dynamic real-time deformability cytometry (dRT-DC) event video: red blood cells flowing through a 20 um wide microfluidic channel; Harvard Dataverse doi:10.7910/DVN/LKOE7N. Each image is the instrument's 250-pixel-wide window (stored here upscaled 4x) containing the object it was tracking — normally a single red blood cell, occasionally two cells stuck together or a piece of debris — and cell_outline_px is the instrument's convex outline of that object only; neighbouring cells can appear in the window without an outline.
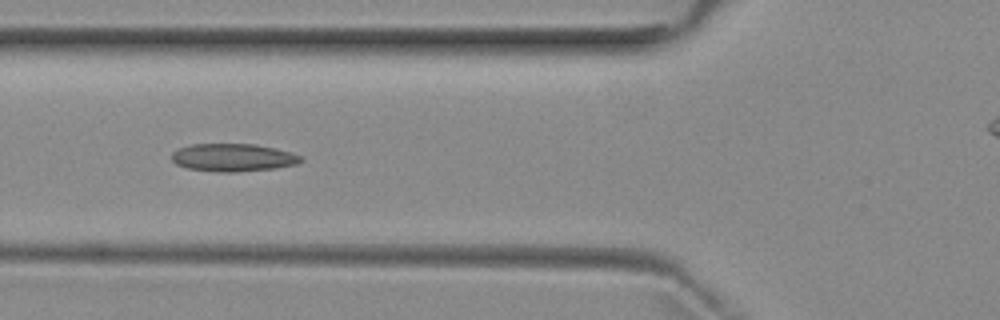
{"species": "common noctule bat (a hibernating species)", "species_latin": "Nyctalus noctula", "temperature_condition": "room temperature", "stored_images_in_passage": 7, "camera_frame_rate_fps": 3000, "um_per_image_px": 0.085, "animal": {"sex": "female", "body_mass_g": 29.2, "forearm_length_mm": 56.3}, "frame": {"image": 1, "passage_image": 5, "time_ms": 5.667, "image_size_px": [1000, 320], "cell_outline_px": [[304, 160], [296, 164], [276, 168], [236, 172], [216, 172], [188, 168], [176, 164], [172, 160], [172, 152], [180, 148], [192, 144], [256, 144], [276, 148], [292, 152], [304, 156]], "centroid_in_image_um": [19.86, 13.39], "position_along_channel_um": 105.9, "area_um2": 21.1}}
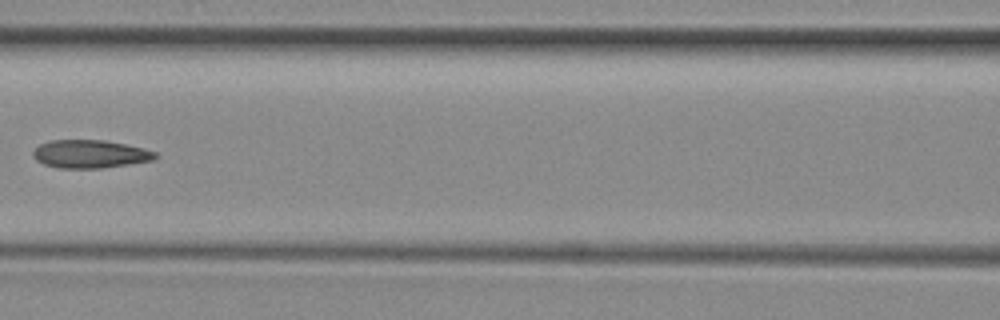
{"frame": {"image": 2, "passage_image": 6, "time_ms": 7.0, "image_size_px": [1000, 320], "cell_outline_px": [[160, 156], [152, 160], [128, 164], [100, 168], [60, 168], [44, 164], [36, 160], [32, 156], [32, 152], [40, 144], [52, 140], [104, 140], [124, 144], [156, 152]], "centroid_in_image_um": [7.63, 13.09], "position_along_channel_um": 159.0, "area_um2": 19.83}}
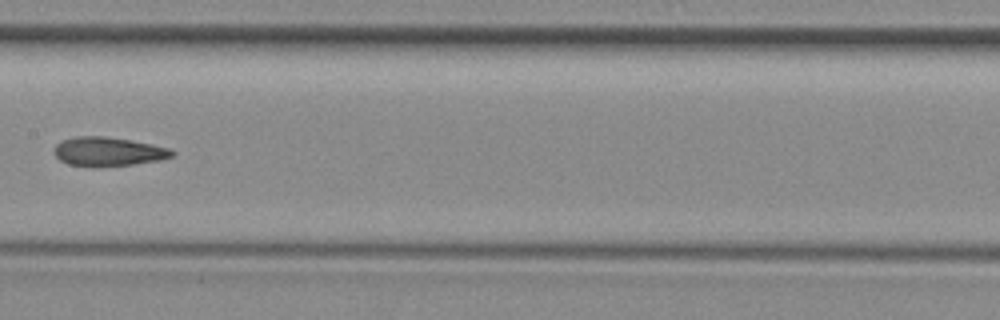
{"frame": {"image": 3, "passage_image": 7, "time_ms": 8.0, "image_size_px": [1000, 320], "cell_outline_px": [[176, 152], [172, 156], [160, 160], [132, 164], [100, 168], [92, 168], [68, 164], [60, 160], [52, 152], [52, 148], [60, 140], [76, 136], [104, 136], [128, 140], [168, 148]], "centroid_in_image_um": [9.1, 12.9], "position_along_channel_um": 198.3, "area_um2": 20.17}}